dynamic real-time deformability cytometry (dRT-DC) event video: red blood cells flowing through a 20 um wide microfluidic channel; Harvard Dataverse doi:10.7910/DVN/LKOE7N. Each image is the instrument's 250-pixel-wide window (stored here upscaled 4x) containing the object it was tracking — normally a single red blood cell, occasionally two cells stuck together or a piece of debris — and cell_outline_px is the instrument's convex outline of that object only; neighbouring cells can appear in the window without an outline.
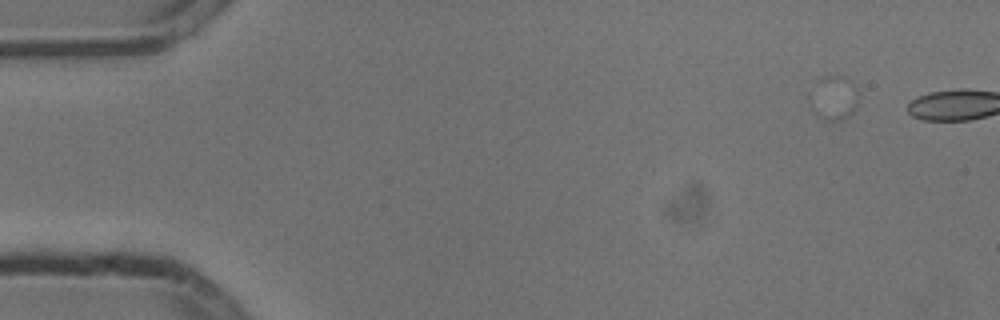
{"species": "common noctule bat (a hibernating species)", "species_latin": "Nyctalus noctula", "temperature_condition": "cold", "stored_images_in_passage": 9, "camera_frame_rate_fps": 3000, "um_per_image_px": 0.085, "animal": {"sex": "male", "body_mass_g": 13.3}, "frame": {"image": 1, "passage_image": 2, "time_ms": 0.333, "image_size_px": [1000, 320], "cell_outline_px": [[860, 92], [856, 104], [852, 112], [848, 116], [840, 120], [828, 120], [812, 112], [816, 76], [840, 76], [852, 80]], "centroid_in_image_um": [70.94, 8.27], "position_along_channel_um": 14.1, "area_um2": 12.25}}
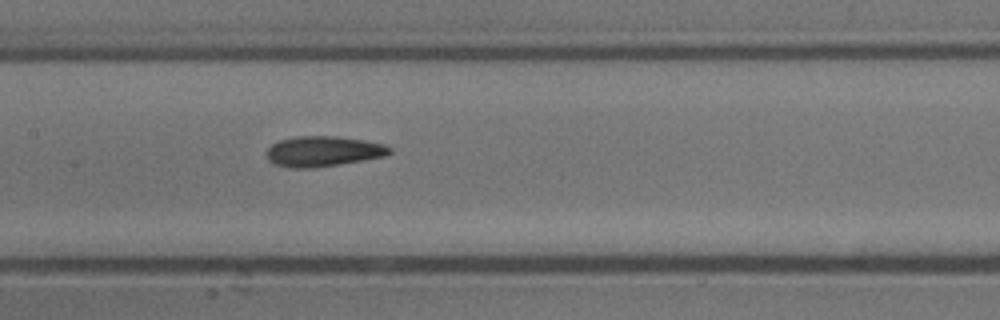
{"frame": {"image": 2, "passage_image": 9, "time_ms": 2.667, "image_size_px": [1000, 320], "cell_outline_px": [[392, 152], [384, 156], [364, 160], [312, 168], [288, 168], [276, 164], [268, 160], [264, 152], [272, 144], [280, 140], [296, 136], [336, 136], [364, 140], [384, 144], [392, 148]], "centroid_in_image_um": [27.45, 12.86], "position_along_channel_um": 180.0, "area_um2": 21.85}}